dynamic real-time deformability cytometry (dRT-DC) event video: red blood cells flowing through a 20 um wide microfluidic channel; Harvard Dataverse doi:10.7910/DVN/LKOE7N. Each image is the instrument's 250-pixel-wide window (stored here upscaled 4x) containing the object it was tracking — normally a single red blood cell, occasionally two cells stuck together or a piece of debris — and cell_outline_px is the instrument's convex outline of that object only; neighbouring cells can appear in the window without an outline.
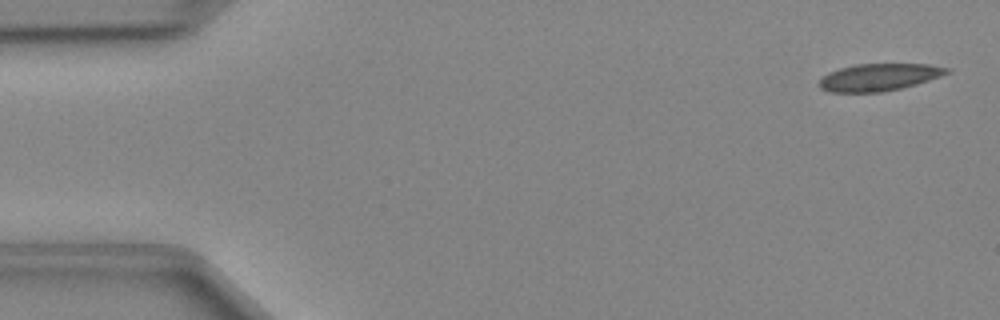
{"species": "Egyptian fruit bat (a non-hibernating species)", "species_latin": "Rousettus aegyptiacus", "temperature_condition": "cold", "stored_images_in_passage": 48, "camera_frame_rate_fps": 3000, "um_per_image_px": 0.085, "animal": {"sex": "female"}, "frame": {"image": 1, "passage_image": 2, "time_ms": 0.333, "image_size_px": [1000, 320], "cell_outline_px": [[952, 72], [916, 84], [900, 88], [880, 92], [828, 92], [820, 88], [816, 84], [828, 72], [840, 68], [856, 64], [928, 64], [952, 68]], "centroid_in_image_um": [74.71, 6.56], "position_along_channel_um": 10.3, "area_um2": 20.29}}
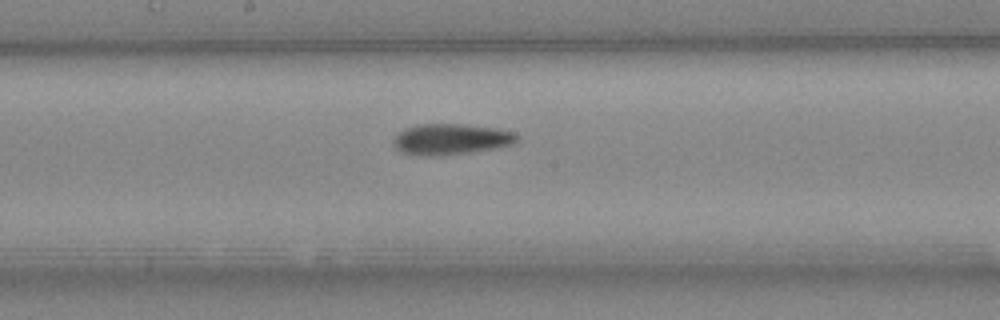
{"frame": {"image": 2, "passage_image": 25, "time_ms": 8.0, "image_size_px": [1000, 320], "cell_outline_px": [[520, 136], [512, 144], [496, 148], [468, 152], [400, 152], [392, 144], [392, 140], [404, 128], [420, 124], [468, 124], [496, 128], [512, 132]], "centroid_in_image_um": [38.38, 11.76], "position_along_channel_um": 209.8, "area_um2": 21.1}}
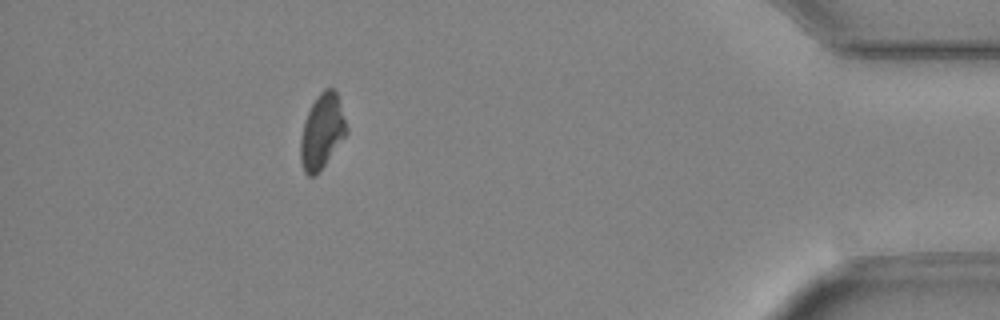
{"frame": {"image": 3, "passage_image": 43, "time_ms": 14.0, "image_size_px": [1000, 320], "cell_outline_px": [[348, 132], [320, 172], [316, 176], [308, 176], [304, 172], [300, 160], [300, 140], [304, 120], [316, 96], [324, 88], [332, 88], [336, 92], [348, 128]], "centroid_in_image_um": [27.36, 11.21], "position_along_channel_um": 407.8, "area_um2": 20.11}}